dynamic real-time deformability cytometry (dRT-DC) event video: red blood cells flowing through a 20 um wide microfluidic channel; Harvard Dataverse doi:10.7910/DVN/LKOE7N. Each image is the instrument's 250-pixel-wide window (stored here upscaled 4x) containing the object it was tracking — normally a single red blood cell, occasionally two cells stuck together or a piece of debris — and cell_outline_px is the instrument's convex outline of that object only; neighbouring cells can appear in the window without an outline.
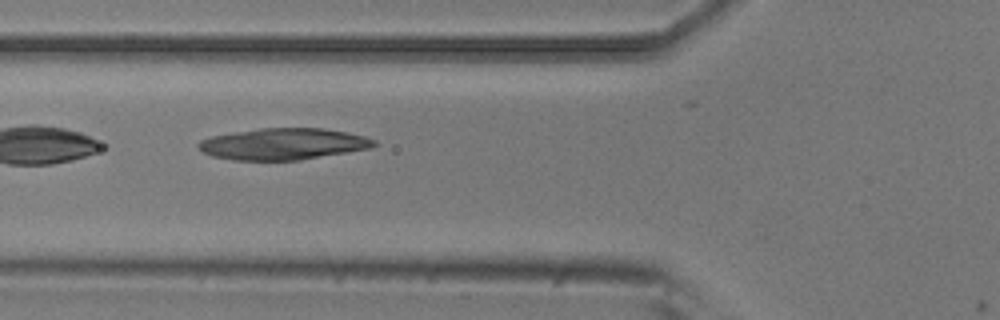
{"species": "common noctule bat (a hibernating species)", "species_latin": "Nyctalus noctula", "temperature_condition": "room temperature", "stored_images_in_passage": 6, "camera_frame_rate_fps": 3000, "um_per_image_px": 0.085, "animal": {"sex": "male", "body_mass_g": 20.5, "forearm_length_mm": 52.5}, "frame": {"image": 1, "passage_image": 4, "time_ms": 1.0, "image_size_px": [1000, 320], "cell_outline_px": [[376, 144], [372, 148], [300, 160], [232, 160], [212, 156], [204, 152], [196, 144], [200, 140], [212, 136], [260, 128], [324, 128], [348, 132], [364, 136], [376, 140]], "centroid_in_image_um": [24.1, 12.24], "position_along_channel_um": 101.7, "area_um2": 32.19}}
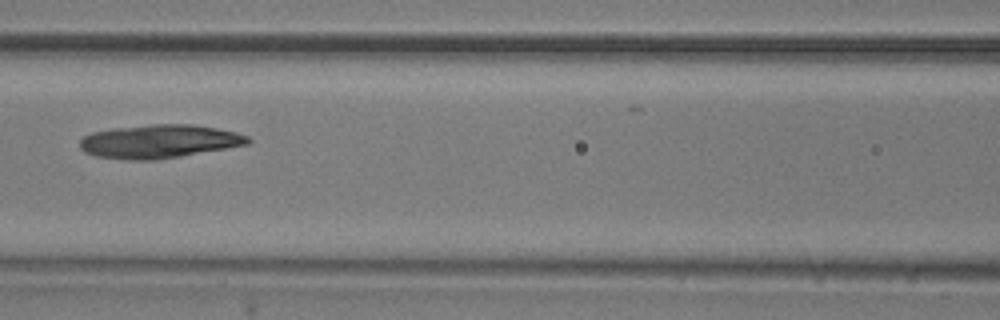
{"frame": {"image": 2, "passage_image": 5, "time_ms": 1.333, "image_size_px": [1000, 320], "cell_outline_px": [[252, 140], [248, 144], [180, 156], [156, 160], [128, 160], [96, 156], [84, 152], [80, 148], [80, 140], [84, 136], [92, 132], [112, 128], [152, 124], [192, 124], [216, 128], [236, 132], [248, 136]], "centroid_in_image_um": [13.51, 12.01], "position_along_channel_um": 153.1, "area_um2": 32.77}}
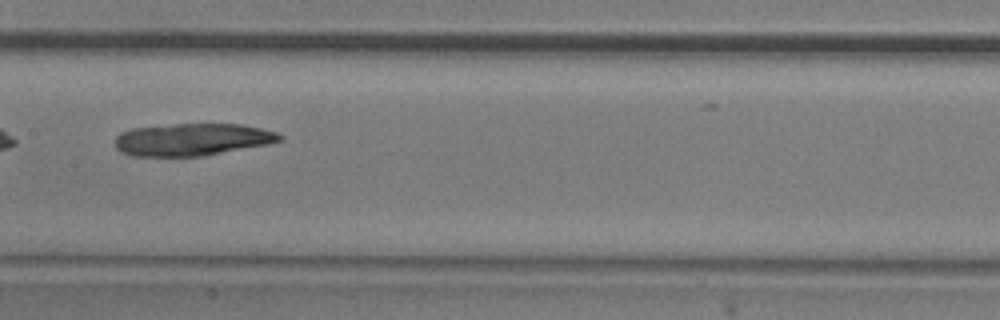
{"frame": {"image": 3, "passage_image": 6, "time_ms": 1.667, "image_size_px": [1000, 320], "cell_outline_px": [[284, 136], [280, 140], [268, 144], [204, 156], [132, 156], [120, 152], [116, 148], [116, 136], [120, 132], [132, 128], [176, 124], [240, 124], [260, 128], [276, 132]], "centroid_in_image_um": [16.32, 11.86], "position_along_channel_um": 191.1, "area_um2": 30.98}}